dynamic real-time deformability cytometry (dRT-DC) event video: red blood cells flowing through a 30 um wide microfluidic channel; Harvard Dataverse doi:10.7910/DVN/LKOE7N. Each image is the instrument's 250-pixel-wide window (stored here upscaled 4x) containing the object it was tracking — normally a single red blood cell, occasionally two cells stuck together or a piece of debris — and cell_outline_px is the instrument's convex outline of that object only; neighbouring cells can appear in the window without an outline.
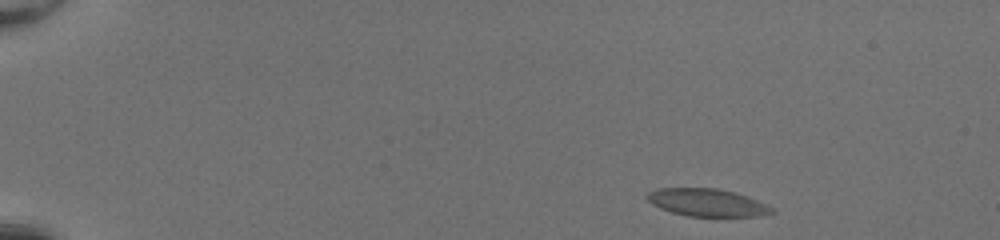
{"species": "common noctule bat (a hibernating species)", "species_latin": "Nyctalus noctula", "temperature_condition": "room temperature", "stored_images_in_passage": 46, "camera_frame_rate_fps": 3000, "um_per_image_px": 0.085, "animal": {"sex": "female", "body_mass_g": 20.0, "forearm_length_mm": 54.0}, "frame": {"image": 1, "passage_image": 1, "time_ms": 0.0, "image_size_px": [1000, 240], "cell_outline_px": [[776, 212], [756, 216], [688, 216], [672, 212], [660, 208], [652, 204], [644, 196], [648, 192], [656, 188], [716, 188], [736, 192], [748, 196], [776, 208]], "centroid_in_image_um": [60.12, 17.21], "position_along_channel_um": 24.9, "area_um2": 20.23}}
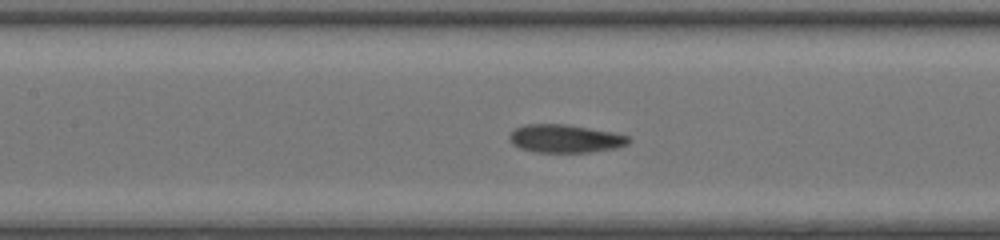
{"frame": {"image": 2, "passage_image": 20, "time_ms": 6.333, "image_size_px": [1000, 240], "cell_outline_px": [[632, 140], [628, 144], [616, 148], [592, 152], [536, 152], [520, 148], [512, 144], [508, 140], [508, 136], [516, 128], [524, 124], [568, 124], [612, 132], [628, 136]], "centroid_in_image_um": [48.04, 11.78], "position_along_channel_um": 159.4, "area_um2": 19.65}}
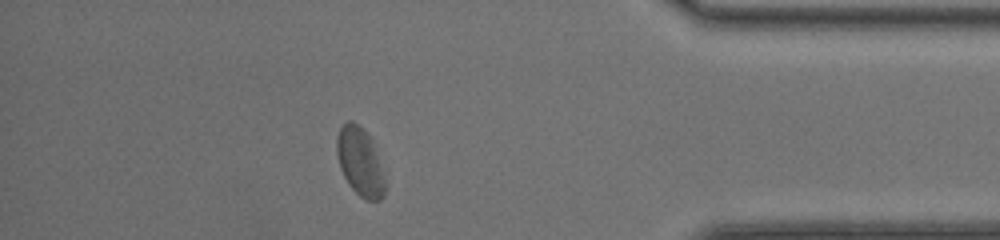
{"frame": {"image": 3, "passage_image": 40, "time_ms": 13.0, "image_size_px": [1000, 240], "cell_outline_px": [[384, 196], [380, 200], [364, 200], [348, 184], [340, 168], [336, 152], [336, 136], [340, 124], [348, 120], [352, 120], [364, 128], [368, 132], [372, 140], [384, 176]], "centroid_in_image_um": [30.57, 13.69], "position_along_channel_um": 404.6, "area_um2": 19.42}, "authors_computed_cell_mechanics": {"area_um2": 19.7387, "velocity_mm_per_s": 4.0776, "shape_relaxation_time_tau1_ms": 3.394, "shape_relaxation_time_tau2_ms": 1.4866, "deformation_change_tau1": 0.1243, "deformation_change_tau2": 0.0646}}